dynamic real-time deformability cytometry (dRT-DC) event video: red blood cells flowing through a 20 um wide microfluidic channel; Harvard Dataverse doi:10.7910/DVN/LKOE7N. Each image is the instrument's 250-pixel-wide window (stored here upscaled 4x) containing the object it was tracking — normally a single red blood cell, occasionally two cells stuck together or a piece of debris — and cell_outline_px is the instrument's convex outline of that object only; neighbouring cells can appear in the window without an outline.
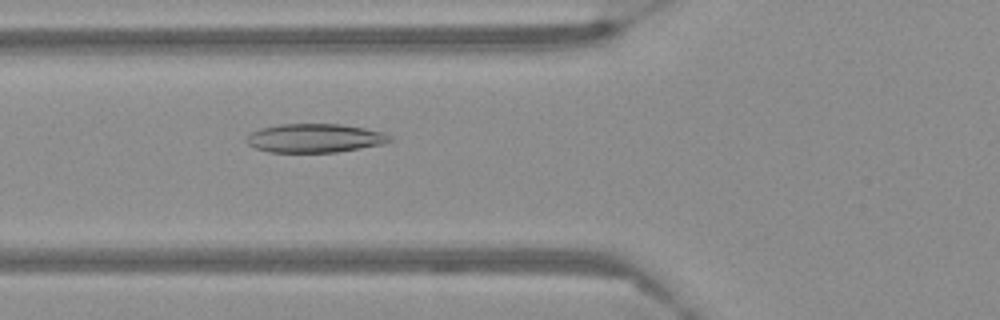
{"species": "Egyptian fruit bat (a non-hibernating species)", "species_latin": "Rousettus aegyptiacus", "temperature_condition": "warm", "stored_images_in_passage": 58, "camera_frame_rate_fps": 3000, "um_per_image_px": 0.085, "frame": {"image": 1, "passage_image": 22, "time_ms": 7.0, "image_size_px": [1000, 320], "cell_outline_px": [[392, 140], [384, 144], [336, 152], [268, 152], [256, 148], [248, 144], [248, 136], [252, 132], [260, 128], [280, 124], [340, 124], [364, 128], [380, 132], [392, 136]], "centroid_in_image_um": [26.77, 11.74], "position_along_channel_um": 99.0, "area_um2": 23.81}}
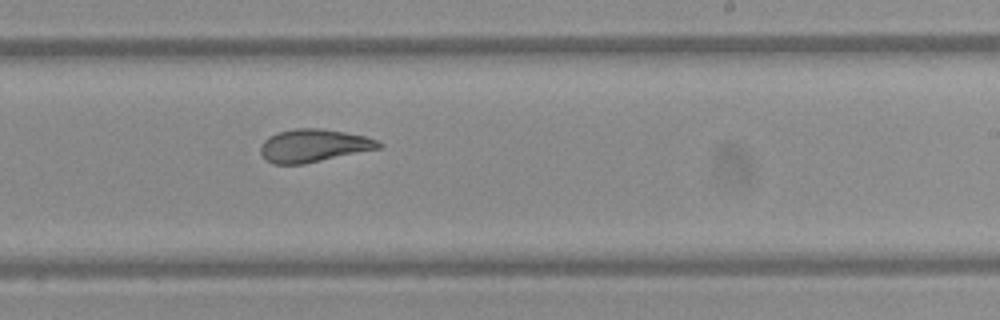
{"frame": {"image": 2, "passage_image": 36, "time_ms": 11.667, "image_size_px": [1000, 320], "cell_outline_px": [[384, 144], [380, 148], [304, 164], [272, 164], [260, 152], [260, 148], [264, 140], [268, 136], [276, 132], [296, 128], [320, 128], [344, 132], [364, 136], [376, 140]], "centroid_in_image_um": [26.64, 12.37], "position_along_channel_um": 262.4, "area_um2": 22.54}}
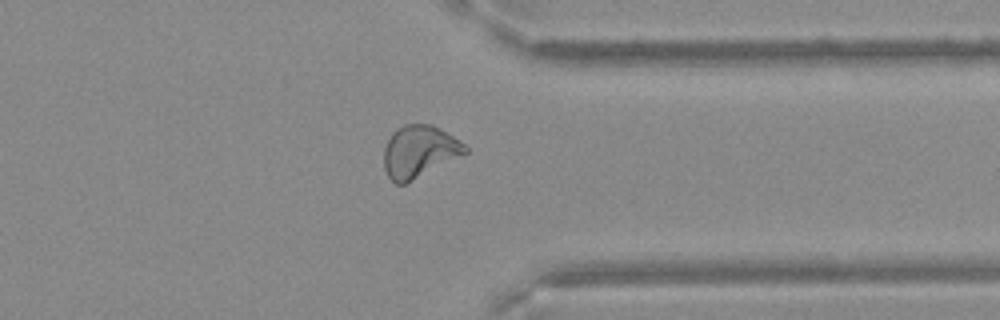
{"frame": {"image": 3, "passage_image": 46, "time_ms": 15.0, "image_size_px": [1000, 320], "cell_outline_px": [[468, 152], [404, 184], [396, 184], [388, 176], [384, 168], [384, 148], [392, 132], [404, 124], [432, 124], [460, 140], [468, 148]], "centroid_in_image_um": [35.62, 12.86], "position_along_channel_um": 375.8, "area_um2": 24.39}}